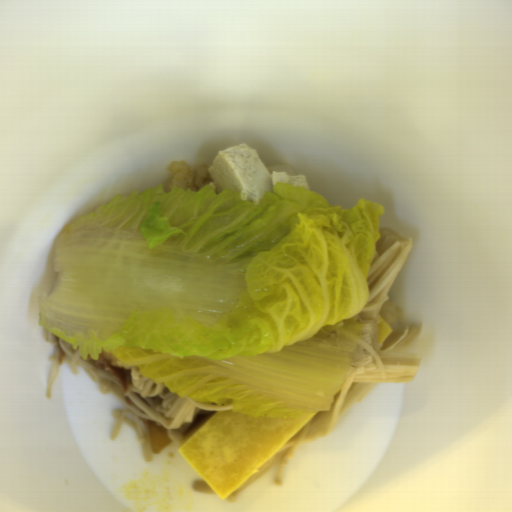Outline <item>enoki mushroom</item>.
<instances>
[{"label": "enoki mushroom", "mask_w": 512, "mask_h": 512, "mask_svg": "<svg viewBox=\"0 0 512 512\" xmlns=\"http://www.w3.org/2000/svg\"><path fill=\"white\" fill-rule=\"evenodd\" d=\"M411 238L393 228L379 229L376 256L368 269L369 296L357 316L361 337L355 347L352 366L327 410L314 418L273 455L255 474L226 498L237 502L240 492L264 471L279 463L275 482L283 485L291 455L300 445L321 440L332 434L340 420L376 385L411 384L420 368L421 357L410 348L419 339L420 323L399 334L379 341L378 312L385 305L389 291L411 249Z\"/></svg>", "instance_id": "1"}, {"label": "enoki mushroom", "mask_w": 512, "mask_h": 512, "mask_svg": "<svg viewBox=\"0 0 512 512\" xmlns=\"http://www.w3.org/2000/svg\"><path fill=\"white\" fill-rule=\"evenodd\" d=\"M48 343H52L53 350L49 358L47 399H52L54 381L63 361L74 375L77 368L82 367L98 383L102 394L114 395L124 406L122 411L112 410L114 421L109 432L110 440L115 439L123 424L129 425L140 444L145 462H152L155 452L147 420L163 428L168 438L177 443L184 439L185 432L199 414L231 409L228 403L209 404L180 397L164 383L145 377L138 368L127 367L115 355L104 351L101 354L111 360L112 364L126 369L127 392H123L113 372L99 368L87 358L83 359L78 347L75 348L71 342L49 332Z\"/></svg>", "instance_id": "2"}]
</instances>
